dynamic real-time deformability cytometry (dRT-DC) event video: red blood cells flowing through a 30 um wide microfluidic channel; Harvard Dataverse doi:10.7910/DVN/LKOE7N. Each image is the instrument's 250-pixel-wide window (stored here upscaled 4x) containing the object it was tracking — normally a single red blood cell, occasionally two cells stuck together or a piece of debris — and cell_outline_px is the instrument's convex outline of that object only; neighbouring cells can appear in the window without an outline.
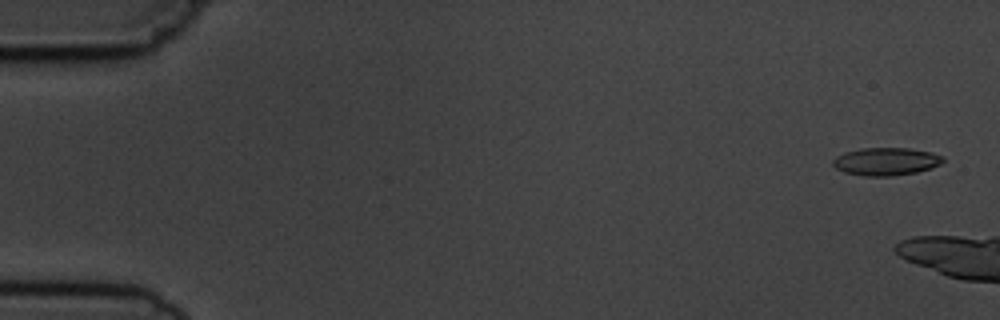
{"species": "common noctule bat (a hibernating species)", "species_latin": "Nyctalus noctula", "temperature_condition": "cold", "stored_images_in_passage": 6, "camera_frame_rate_fps": 3000, "um_per_image_px": 0.085, "animal": {"sex": "male", "body_mass_g": 19.5, "forearm_length_mm": 54.6}, "frame": {"image": 1, "passage_image": 1, "time_ms": 0.0, "image_size_px": [1000, 320], "cell_outline_px": [[944, 160], [940, 164], [932, 168], [916, 172], [892, 176], [864, 176], [844, 172], [836, 168], [832, 164], [832, 160], [836, 156], [844, 152], [860, 148], [908, 148], [932, 152], [944, 156]], "centroid_in_image_um": [75.31, 13.72], "position_along_channel_um": 9.7, "area_um2": 17.98}}